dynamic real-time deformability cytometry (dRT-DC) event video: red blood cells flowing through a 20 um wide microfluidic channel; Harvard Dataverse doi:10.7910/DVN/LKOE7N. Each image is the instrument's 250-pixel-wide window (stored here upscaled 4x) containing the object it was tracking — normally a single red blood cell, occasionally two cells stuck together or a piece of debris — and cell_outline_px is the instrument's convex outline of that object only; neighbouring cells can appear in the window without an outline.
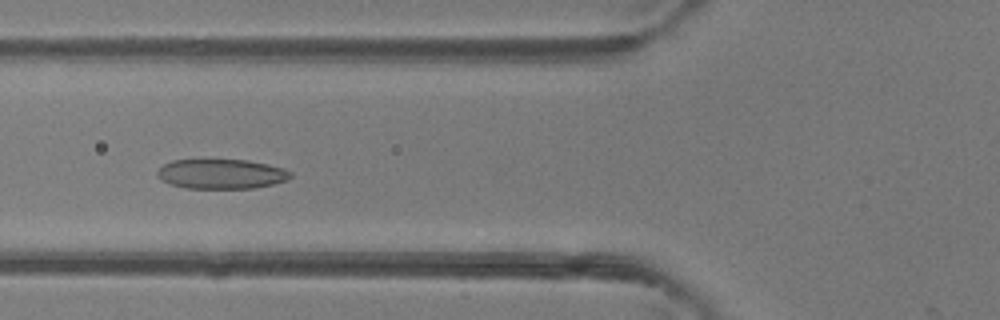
{"species": "common noctule bat (a hibernating species)", "species_latin": "Nyctalus noctula", "temperature_condition": "room temperature", "stored_images_in_passage": 44, "camera_frame_rate_fps": 3000, "um_per_image_px": 0.085, "animal": {"sex": "female"}, "frame": {"image": 1, "passage_image": 17, "time_ms": 5.333, "image_size_px": [1000, 320], "cell_outline_px": [[292, 176], [288, 180], [272, 184], [252, 188], [184, 188], [172, 184], [156, 176], [156, 172], [164, 164], [172, 160], [248, 160], [268, 164], [284, 168], [292, 172]], "centroid_in_image_um": [18.84, 14.78], "position_along_channel_um": 107.0, "area_um2": 23.0}}
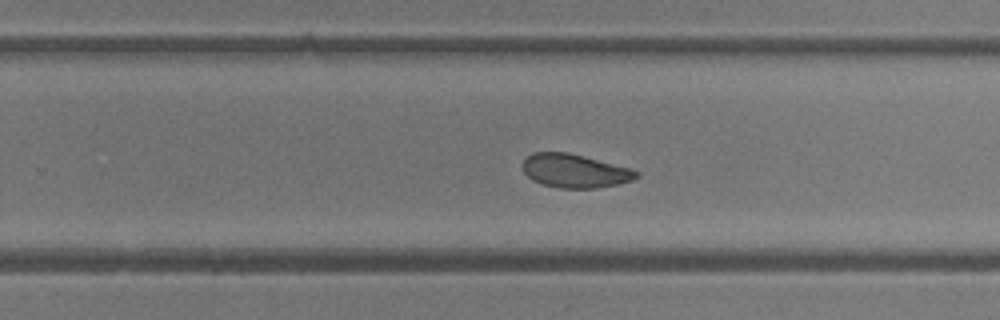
{"frame": {"image": 2, "passage_image": 29, "time_ms": 9.333, "image_size_px": [1000, 320], "cell_outline_px": [[640, 176], [632, 180], [616, 184], [596, 188], [560, 188], [544, 184], [532, 180], [524, 172], [524, 160], [532, 152], [568, 152], [632, 168], [640, 172]], "centroid_in_image_um": [48.9, 14.52], "position_along_channel_um": 280.9, "area_um2": 22.2}}
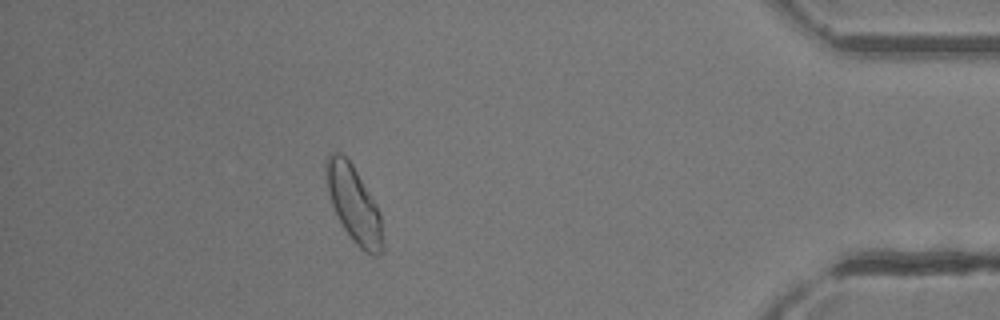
{"frame": {"image": 3, "passage_image": 41, "time_ms": 13.333, "image_size_px": [1000, 320], "cell_outline_px": [[384, 252], [380, 256], [372, 256], [364, 252], [352, 240], [344, 228], [328, 196], [324, 176], [324, 160], [328, 152], [340, 152], [352, 164], [380, 212], [384, 244]], "centroid_in_image_um": [30.06, 17.36], "position_along_channel_um": 405.1, "area_um2": 25.55}}